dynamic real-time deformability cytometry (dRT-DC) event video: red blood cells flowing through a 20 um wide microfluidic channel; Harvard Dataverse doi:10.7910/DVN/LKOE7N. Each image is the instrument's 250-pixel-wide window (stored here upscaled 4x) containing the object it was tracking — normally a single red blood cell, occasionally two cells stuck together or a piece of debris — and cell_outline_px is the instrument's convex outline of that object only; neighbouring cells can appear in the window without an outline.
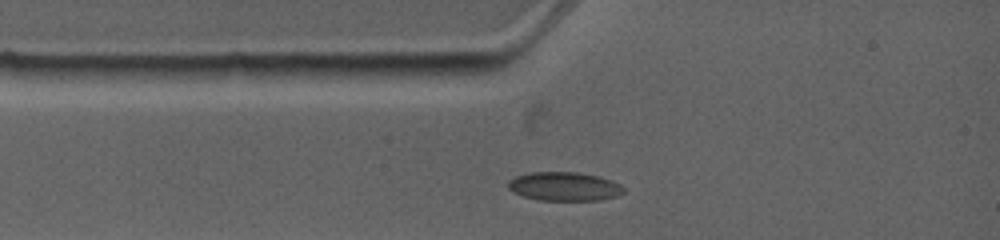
{"species": "common noctule bat (a hibernating species)", "species_latin": "Nyctalus noctula", "temperature_condition": "warm", "stored_images_in_passage": 2, "camera_frame_rate_fps": 4500, "um_per_image_px": 0.085, "animal": {"sex": "female", "body_mass_g": 19.0, "forearm_length_mm": 53.3}, "frame": {"image": 1, "passage_image": 1, "time_ms": 0.0, "image_size_px": [1000, 240], "cell_outline_px": [[624, 192], [616, 196], [596, 200], [536, 200], [512, 192], [508, 188], [508, 180], [516, 176], [532, 172], [576, 172], [596, 176], [612, 180], [620, 184], [624, 188]], "centroid_in_image_um": [47.94, 15.85], "position_along_channel_um": 37.1, "area_um2": 19.31}}
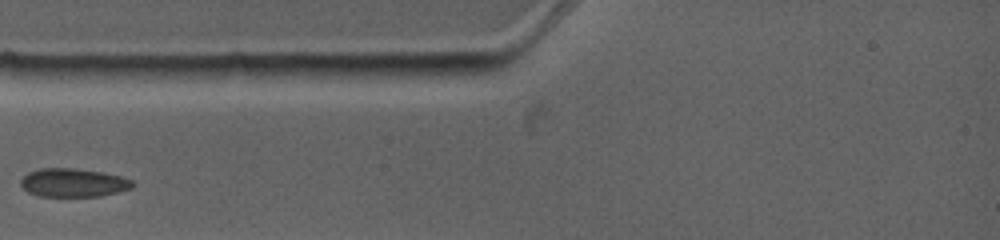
{"frame": {"image": 2, "passage_image": 2, "time_ms": 1.111, "image_size_px": [1000, 240], "cell_outline_px": [[136, 184], [132, 188], [100, 196], [40, 196], [28, 192], [20, 184], [20, 180], [28, 172], [40, 168], [76, 168], [104, 172], [120, 176], [132, 180]], "centroid_in_image_um": [6.24, 15.52], "position_along_channel_um": 78.8, "area_um2": 18.61}}